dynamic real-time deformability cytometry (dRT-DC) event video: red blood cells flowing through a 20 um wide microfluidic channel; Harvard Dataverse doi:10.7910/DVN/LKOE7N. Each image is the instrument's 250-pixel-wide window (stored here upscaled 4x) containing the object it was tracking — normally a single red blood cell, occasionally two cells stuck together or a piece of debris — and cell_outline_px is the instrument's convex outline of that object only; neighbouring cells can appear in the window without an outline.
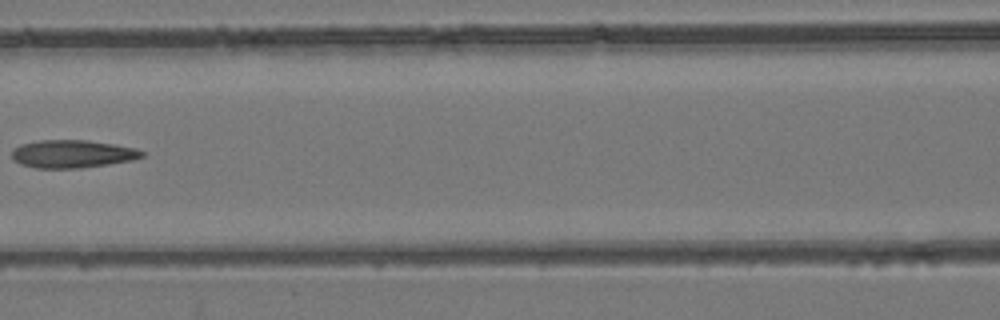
{"species": "common noctule bat (a hibernating species)", "species_latin": "Nyctalus noctula", "temperature_condition": "room temperature", "stored_images_in_passage": 6, "camera_frame_rate_fps": 3000, "um_per_image_px": 0.085, "animal": {"sex": "female", "body_mass_g": 24.6, "forearm_length_mm": 56.2}, "frame": {"image": 1, "passage_image": 5, "time_ms": 4.667, "image_size_px": [1000, 320], "cell_outline_px": [[144, 156], [132, 160], [108, 164], [80, 168], [36, 168], [20, 164], [12, 160], [12, 152], [20, 144], [40, 140], [88, 140], [136, 148], [144, 152]], "centroid_in_image_um": [6.14, 13.08], "position_along_channel_um": 160.5, "area_um2": 21.1}}
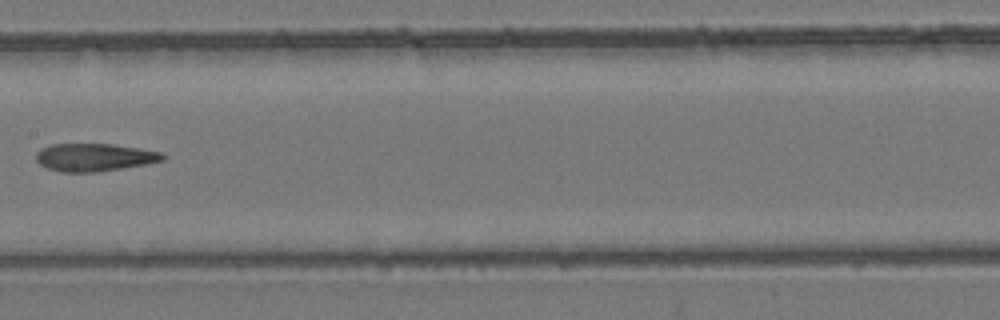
{"frame": {"image": 2, "passage_image": 6, "time_ms": 5.667, "image_size_px": [1000, 320], "cell_outline_px": [[168, 156], [164, 160], [144, 164], [96, 172], [60, 172], [48, 168], [40, 164], [36, 160], [36, 152], [40, 148], [48, 144], [112, 144], [140, 148], [164, 152]], "centroid_in_image_um": [8.03, 13.36], "position_along_channel_um": 199.4, "area_um2": 20.63}}